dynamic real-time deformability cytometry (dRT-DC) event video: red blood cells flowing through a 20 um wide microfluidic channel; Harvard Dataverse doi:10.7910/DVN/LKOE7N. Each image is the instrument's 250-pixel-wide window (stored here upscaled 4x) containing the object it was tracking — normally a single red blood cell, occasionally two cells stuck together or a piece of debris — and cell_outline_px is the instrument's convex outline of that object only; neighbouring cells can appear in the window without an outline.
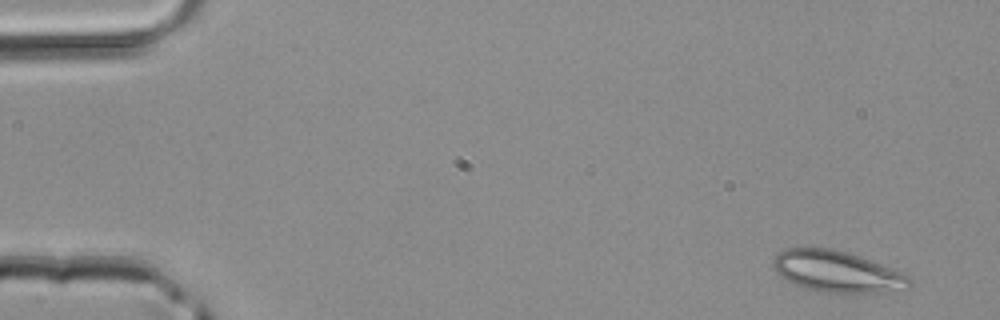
{"species": "common noctule bat (a hibernating species)", "species_latin": "Nyctalus noctula", "temperature_condition": "room temperature", "stored_images_in_passage": 4, "camera_frame_rate_fps": 3000, "um_per_image_px": 0.085, "animal": {"sex": "male", "body_mass_g": 20.4}, "frame": {"image": 1, "passage_image": 1, "time_ms": 0.0, "image_size_px": [1000, 320], "cell_outline_px": [[912, 284], [908, 288], [884, 292], [828, 292], [800, 288], [780, 276], [776, 272], [772, 264], [772, 260], [784, 248], [832, 248], [848, 252], [872, 260], [908, 276], [912, 280]], "centroid_in_image_um": [71.12, 23.08], "position_along_channel_um": 13.9, "area_um2": 32.71}}